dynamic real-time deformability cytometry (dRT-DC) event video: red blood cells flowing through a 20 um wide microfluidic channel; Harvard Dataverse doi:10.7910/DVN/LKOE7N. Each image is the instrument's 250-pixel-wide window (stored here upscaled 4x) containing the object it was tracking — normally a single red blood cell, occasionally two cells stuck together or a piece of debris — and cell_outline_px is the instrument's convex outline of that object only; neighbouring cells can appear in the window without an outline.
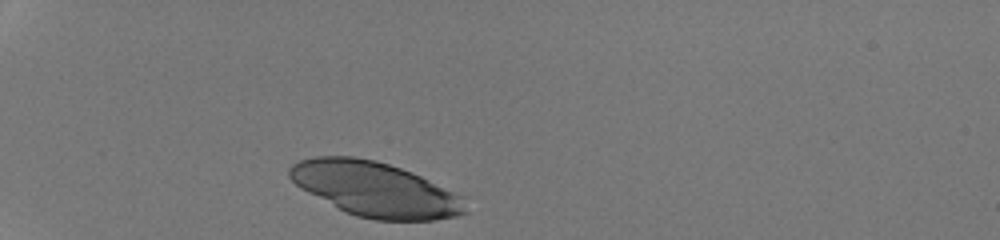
{"species": "human", "species_latin": "Homo sapiens", "temperature_condition": "room temperature", "stored_images_in_passage": 29, "camera_frame_rate_fps": 3000, "um_per_image_px": 0.085, "donor": {"sex": "male"}, "frame": {"image": 1, "passage_image": 1, "time_ms": 0.0, "image_size_px": [1000, 240], "cell_outline_px": [[468, 212], [456, 216], [436, 220], [376, 220], [356, 216], [344, 212], [300, 188], [288, 176], [288, 168], [292, 164], [300, 160], [316, 156], [352, 156], [376, 160], [412, 172], [464, 196]], "centroid_in_image_um": [31.9, 16.09], "position_along_channel_um": 53.1, "area_um2": 56.24}}